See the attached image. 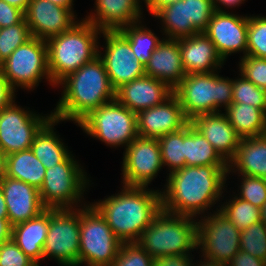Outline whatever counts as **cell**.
Returning <instances> with one entry per match:
<instances>
[{
	"label": "cell",
	"instance_id": "cell-1",
	"mask_svg": "<svg viewBox=\"0 0 266 266\" xmlns=\"http://www.w3.org/2000/svg\"><path fill=\"white\" fill-rule=\"evenodd\" d=\"M228 166H184L167 175L161 191L162 210L196 218L220 202ZM209 208V209H208Z\"/></svg>",
	"mask_w": 266,
	"mask_h": 266
},
{
	"label": "cell",
	"instance_id": "cell-2",
	"mask_svg": "<svg viewBox=\"0 0 266 266\" xmlns=\"http://www.w3.org/2000/svg\"><path fill=\"white\" fill-rule=\"evenodd\" d=\"M147 188L123 185L120 193L92 203L121 242H137L162 210L161 191Z\"/></svg>",
	"mask_w": 266,
	"mask_h": 266
},
{
	"label": "cell",
	"instance_id": "cell-3",
	"mask_svg": "<svg viewBox=\"0 0 266 266\" xmlns=\"http://www.w3.org/2000/svg\"><path fill=\"white\" fill-rule=\"evenodd\" d=\"M59 85L64 88L62 97L51 113L60 121L79 123L92 110L116 99V90L98 56L67 75Z\"/></svg>",
	"mask_w": 266,
	"mask_h": 266
},
{
	"label": "cell",
	"instance_id": "cell-4",
	"mask_svg": "<svg viewBox=\"0 0 266 266\" xmlns=\"http://www.w3.org/2000/svg\"><path fill=\"white\" fill-rule=\"evenodd\" d=\"M100 33V29L83 18L67 31L46 40L48 69L54 87L98 56Z\"/></svg>",
	"mask_w": 266,
	"mask_h": 266
},
{
	"label": "cell",
	"instance_id": "cell-5",
	"mask_svg": "<svg viewBox=\"0 0 266 266\" xmlns=\"http://www.w3.org/2000/svg\"><path fill=\"white\" fill-rule=\"evenodd\" d=\"M137 243L155 259L169 255H191L197 249V221L161 210L145 228Z\"/></svg>",
	"mask_w": 266,
	"mask_h": 266
},
{
	"label": "cell",
	"instance_id": "cell-6",
	"mask_svg": "<svg viewBox=\"0 0 266 266\" xmlns=\"http://www.w3.org/2000/svg\"><path fill=\"white\" fill-rule=\"evenodd\" d=\"M185 116L191 121L199 114L222 112L232 104L233 79L219 73L187 74L173 90Z\"/></svg>",
	"mask_w": 266,
	"mask_h": 266
},
{
	"label": "cell",
	"instance_id": "cell-7",
	"mask_svg": "<svg viewBox=\"0 0 266 266\" xmlns=\"http://www.w3.org/2000/svg\"><path fill=\"white\" fill-rule=\"evenodd\" d=\"M80 165L70 154L63 162L46 169L39 189L40 200L45 208L76 209L83 205L82 197L85 188H89L90 180Z\"/></svg>",
	"mask_w": 266,
	"mask_h": 266
},
{
	"label": "cell",
	"instance_id": "cell-8",
	"mask_svg": "<svg viewBox=\"0 0 266 266\" xmlns=\"http://www.w3.org/2000/svg\"><path fill=\"white\" fill-rule=\"evenodd\" d=\"M83 204L80 208L79 266H111L122 242L92 204Z\"/></svg>",
	"mask_w": 266,
	"mask_h": 266
},
{
	"label": "cell",
	"instance_id": "cell-9",
	"mask_svg": "<svg viewBox=\"0 0 266 266\" xmlns=\"http://www.w3.org/2000/svg\"><path fill=\"white\" fill-rule=\"evenodd\" d=\"M76 125L110 147H127L138 137L137 113L116 99L92 110Z\"/></svg>",
	"mask_w": 266,
	"mask_h": 266
},
{
	"label": "cell",
	"instance_id": "cell-10",
	"mask_svg": "<svg viewBox=\"0 0 266 266\" xmlns=\"http://www.w3.org/2000/svg\"><path fill=\"white\" fill-rule=\"evenodd\" d=\"M0 69L15 91L19 87L34 90L42 79L53 85L48 69L47 44L37 37L17 47L0 65Z\"/></svg>",
	"mask_w": 266,
	"mask_h": 266
},
{
	"label": "cell",
	"instance_id": "cell-11",
	"mask_svg": "<svg viewBox=\"0 0 266 266\" xmlns=\"http://www.w3.org/2000/svg\"><path fill=\"white\" fill-rule=\"evenodd\" d=\"M80 208L49 209V230L43 259L54 258L61 266H79Z\"/></svg>",
	"mask_w": 266,
	"mask_h": 266
},
{
	"label": "cell",
	"instance_id": "cell-12",
	"mask_svg": "<svg viewBox=\"0 0 266 266\" xmlns=\"http://www.w3.org/2000/svg\"><path fill=\"white\" fill-rule=\"evenodd\" d=\"M216 209L197 221V249L201 257L227 264L240 250V230Z\"/></svg>",
	"mask_w": 266,
	"mask_h": 266
},
{
	"label": "cell",
	"instance_id": "cell-13",
	"mask_svg": "<svg viewBox=\"0 0 266 266\" xmlns=\"http://www.w3.org/2000/svg\"><path fill=\"white\" fill-rule=\"evenodd\" d=\"M52 117L25 110L14 100L0 110V149L6 155L31 149L35 135Z\"/></svg>",
	"mask_w": 266,
	"mask_h": 266
},
{
	"label": "cell",
	"instance_id": "cell-14",
	"mask_svg": "<svg viewBox=\"0 0 266 266\" xmlns=\"http://www.w3.org/2000/svg\"><path fill=\"white\" fill-rule=\"evenodd\" d=\"M123 153V185L148 187L163 167L157 138L138 136Z\"/></svg>",
	"mask_w": 266,
	"mask_h": 266
},
{
	"label": "cell",
	"instance_id": "cell-15",
	"mask_svg": "<svg viewBox=\"0 0 266 266\" xmlns=\"http://www.w3.org/2000/svg\"><path fill=\"white\" fill-rule=\"evenodd\" d=\"M105 50L98 57L103 61L112 87L117 90L123 84L145 75V67L137 61L130 43L118 31H102Z\"/></svg>",
	"mask_w": 266,
	"mask_h": 266
},
{
	"label": "cell",
	"instance_id": "cell-16",
	"mask_svg": "<svg viewBox=\"0 0 266 266\" xmlns=\"http://www.w3.org/2000/svg\"><path fill=\"white\" fill-rule=\"evenodd\" d=\"M248 16L215 11L204 33L214 43L218 54L226 61L228 55H247Z\"/></svg>",
	"mask_w": 266,
	"mask_h": 266
},
{
	"label": "cell",
	"instance_id": "cell-17",
	"mask_svg": "<svg viewBox=\"0 0 266 266\" xmlns=\"http://www.w3.org/2000/svg\"><path fill=\"white\" fill-rule=\"evenodd\" d=\"M189 123L190 120L174 94L162 104L137 113V132L141 137L159 138L179 131Z\"/></svg>",
	"mask_w": 266,
	"mask_h": 266
},
{
	"label": "cell",
	"instance_id": "cell-18",
	"mask_svg": "<svg viewBox=\"0 0 266 266\" xmlns=\"http://www.w3.org/2000/svg\"><path fill=\"white\" fill-rule=\"evenodd\" d=\"M24 15L32 36L45 41L67 31L78 22L77 16L70 9L49 0H30Z\"/></svg>",
	"mask_w": 266,
	"mask_h": 266
},
{
	"label": "cell",
	"instance_id": "cell-19",
	"mask_svg": "<svg viewBox=\"0 0 266 266\" xmlns=\"http://www.w3.org/2000/svg\"><path fill=\"white\" fill-rule=\"evenodd\" d=\"M11 226L37 217L46 208L40 200L39 190L21 180L4 176L0 180Z\"/></svg>",
	"mask_w": 266,
	"mask_h": 266
},
{
	"label": "cell",
	"instance_id": "cell-20",
	"mask_svg": "<svg viewBox=\"0 0 266 266\" xmlns=\"http://www.w3.org/2000/svg\"><path fill=\"white\" fill-rule=\"evenodd\" d=\"M190 123L227 164L234 158L241 137L234 130L225 113L199 114Z\"/></svg>",
	"mask_w": 266,
	"mask_h": 266
},
{
	"label": "cell",
	"instance_id": "cell-21",
	"mask_svg": "<svg viewBox=\"0 0 266 266\" xmlns=\"http://www.w3.org/2000/svg\"><path fill=\"white\" fill-rule=\"evenodd\" d=\"M172 94L173 89L165 82L144 75L118 88L116 100L131 111L138 113L162 104Z\"/></svg>",
	"mask_w": 266,
	"mask_h": 266
},
{
	"label": "cell",
	"instance_id": "cell-22",
	"mask_svg": "<svg viewBox=\"0 0 266 266\" xmlns=\"http://www.w3.org/2000/svg\"><path fill=\"white\" fill-rule=\"evenodd\" d=\"M178 43L186 74L216 72L225 62L204 32L180 38Z\"/></svg>",
	"mask_w": 266,
	"mask_h": 266
},
{
	"label": "cell",
	"instance_id": "cell-23",
	"mask_svg": "<svg viewBox=\"0 0 266 266\" xmlns=\"http://www.w3.org/2000/svg\"><path fill=\"white\" fill-rule=\"evenodd\" d=\"M141 7L137 0H95L94 12L85 20L101 31H117L141 21Z\"/></svg>",
	"mask_w": 266,
	"mask_h": 266
},
{
	"label": "cell",
	"instance_id": "cell-24",
	"mask_svg": "<svg viewBox=\"0 0 266 266\" xmlns=\"http://www.w3.org/2000/svg\"><path fill=\"white\" fill-rule=\"evenodd\" d=\"M162 39L145 66V75L165 82L174 90L187 74L183 68L178 39Z\"/></svg>",
	"mask_w": 266,
	"mask_h": 266
},
{
	"label": "cell",
	"instance_id": "cell-25",
	"mask_svg": "<svg viewBox=\"0 0 266 266\" xmlns=\"http://www.w3.org/2000/svg\"><path fill=\"white\" fill-rule=\"evenodd\" d=\"M263 178L266 174V134L241 138L234 158L228 163V172Z\"/></svg>",
	"mask_w": 266,
	"mask_h": 266
},
{
	"label": "cell",
	"instance_id": "cell-26",
	"mask_svg": "<svg viewBox=\"0 0 266 266\" xmlns=\"http://www.w3.org/2000/svg\"><path fill=\"white\" fill-rule=\"evenodd\" d=\"M49 230V209L37 217L12 227L11 239L35 263L43 259V247Z\"/></svg>",
	"mask_w": 266,
	"mask_h": 266
},
{
	"label": "cell",
	"instance_id": "cell-27",
	"mask_svg": "<svg viewBox=\"0 0 266 266\" xmlns=\"http://www.w3.org/2000/svg\"><path fill=\"white\" fill-rule=\"evenodd\" d=\"M60 120L52 117L35 135L31 145L34 155L42 162L46 169L63 162L72 152L65 146L63 140L54 131V126Z\"/></svg>",
	"mask_w": 266,
	"mask_h": 266
},
{
	"label": "cell",
	"instance_id": "cell-28",
	"mask_svg": "<svg viewBox=\"0 0 266 266\" xmlns=\"http://www.w3.org/2000/svg\"><path fill=\"white\" fill-rule=\"evenodd\" d=\"M46 168L31 149L11 153L6 157L5 176L21 180L38 190L45 178Z\"/></svg>",
	"mask_w": 266,
	"mask_h": 266
},
{
	"label": "cell",
	"instance_id": "cell-29",
	"mask_svg": "<svg viewBox=\"0 0 266 266\" xmlns=\"http://www.w3.org/2000/svg\"><path fill=\"white\" fill-rule=\"evenodd\" d=\"M225 115L241 138L266 134V113L245 103H232Z\"/></svg>",
	"mask_w": 266,
	"mask_h": 266
},
{
	"label": "cell",
	"instance_id": "cell-30",
	"mask_svg": "<svg viewBox=\"0 0 266 266\" xmlns=\"http://www.w3.org/2000/svg\"><path fill=\"white\" fill-rule=\"evenodd\" d=\"M153 16L163 22L162 30L165 38L177 40L199 33L189 20L188 0H178L164 6Z\"/></svg>",
	"mask_w": 266,
	"mask_h": 266
},
{
	"label": "cell",
	"instance_id": "cell-31",
	"mask_svg": "<svg viewBox=\"0 0 266 266\" xmlns=\"http://www.w3.org/2000/svg\"><path fill=\"white\" fill-rule=\"evenodd\" d=\"M186 166H228L206 138L191 124L185 127Z\"/></svg>",
	"mask_w": 266,
	"mask_h": 266
},
{
	"label": "cell",
	"instance_id": "cell-32",
	"mask_svg": "<svg viewBox=\"0 0 266 266\" xmlns=\"http://www.w3.org/2000/svg\"><path fill=\"white\" fill-rule=\"evenodd\" d=\"M141 23L139 21L117 31L130 43L137 61L145 67L162 39Z\"/></svg>",
	"mask_w": 266,
	"mask_h": 266
},
{
	"label": "cell",
	"instance_id": "cell-33",
	"mask_svg": "<svg viewBox=\"0 0 266 266\" xmlns=\"http://www.w3.org/2000/svg\"><path fill=\"white\" fill-rule=\"evenodd\" d=\"M163 166L173 172L185 166V127L157 138ZM170 168V169H169Z\"/></svg>",
	"mask_w": 266,
	"mask_h": 266
},
{
	"label": "cell",
	"instance_id": "cell-34",
	"mask_svg": "<svg viewBox=\"0 0 266 266\" xmlns=\"http://www.w3.org/2000/svg\"><path fill=\"white\" fill-rule=\"evenodd\" d=\"M217 207L240 231L261 221V209L236 195Z\"/></svg>",
	"mask_w": 266,
	"mask_h": 266
},
{
	"label": "cell",
	"instance_id": "cell-35",
	"mask_svg": "<svg viewBox=\"0 0 266 266\" xmlns=\"http://www.w3.org/2000/svg\"><path fill=\"white\" fill-rule=\"evenodd\" d=\"M33 38L25 18L18 24L0 30V65L19 46Z\"/></svg>",
	"mask_w": 266,
	"mask_h": 266
},
{
	"label": "cell",
	"instance_id": "cell-36",
	"mask_svg": "<svg viewBox=\"0 0 266 266\" xmlns=\"http://www.w3.org/2000/svg\"><path fill=\"white\" fill-rule=\"evenodd\" d=\"M233 80L232 103H245L266 113V91L260 89L242 74Z\"/></svg>",
	"mask_w": 266,
	"mask_h": 266
},
{
	"label": "cell",
	"instance_id": "cell-37",
	"mask_svg": "<svg viewBox=\"0 0 266 266\" xmlns=\"http://www.w3.org/2000/svg\"><path fill=\"white\" fill-rule=\"evenodd\" d=\"M240 250L266 261V225L263 222L240 231Z\"/></svg>",
	"mask_w": 266,
	"mask_h": 266
},
{
	"label": "cell",
	"instance_id": "cell-38",
	"mask_svg": "<svg viewBox=\"0 0 266 266\" xmlns=\"http://www.w3.org/2000/svg\"><path fill=\"white\" fill-rule=\"evenodd\" d=\"M247 55L266 59V16H248Z\"/></svg>",
	"mask_w": 266,
	"mask_h": 266
},
{
	"label": "cell",
	"instance_id": "cell-39",
	"mask_svg": "<svg viewBox=\"0 0 266 266\" xmlns=\"http://www.w3.org/2000/svg\"><path fill=\"white\" fill-rule=\"evenodd\" d=\"M111 266H154V259L137 242H122Z\"/></svg>",
	"mask_w": 266,
	"mask_h": 266
},
{
	"label": "cell",
	"instance_id": "cell-40",
	"mask_svg": "<svg viewBox=\"0 0 266 266\" xmlns=\"http://www.w3.org/2000/svg\"><path fill=\"white\" fill-rule=\"evenodd\" d=\"M238 176H241L242 181L240 182V192L237 197L261 209L266 202V181L260 177Z\"/></svg>",
	"mask_w": 266,
	"mask_h": 266
},
{
	"label": "cell",
	"instance_id": "cell-41",
	"mask_svg": "<svg viewBox=\"0 0 266 266\" xmlns=\"http://www.w3.org/2000/svg\"><path fill=\"white\" fill-rule=\"evenodd\" d=\"M239 72L260 89L266 91V59L250 55L242 56Z\"/></svg>",
	"mask_w": 266,
	"mask_h": 266
},
{
	"label": "cell",
	"instance_id": "cell-42",
	"mask_svg": "<svg viewBox=\"0 0 266 266\" xmlns=\"http://www.w3.org/2000/svg\"><path fill=\"white\" fill-rule=\"evenodd\" d=\"M189 20L200 33L204 32L215 12L212 0H188Z\"/></svg>",
	"mask_w": 266,
	"mask_h": 266
},
{
	"label": "cell",
	"instance_id": "cell-43",
	"mask_svg": "<svg viewBox=\"0 0 266 266\" xmlns=\"http://www.w3.org/2000/svg\"><path fill=\"white\" fill-rule=\"evenodd\" d=\"M34 264L12 239L0 245V266H33Z\"/></svg>",
	"mask_w": 266,
	"mask_h": 266
},
{
	"label": "cell",
	"instance_id": "cell-44",
	"mask_svg": "<svg viewBox=\"0 0 266 266\" xmlns=\"http://www.w3.org/2000/svg\"><path fill=\"white\" fill-rule=\"evenodd\" d=\"M25 18L24 12L0 0V27H8L20 23Z\"/></svg>",
	"mask_w": 266,
	"mask_h": 266
},
{
	"label": "cell",
	"instance_id": "cell-45",
	"mask_svg": "<svg viewBox=\"0 0 266 266\" xmlns=\"http://www.w3.org/2000/svg\"><path fill=\"white\" fill-rule=\"evenodd\" d=\"M191 255H169L154 259V266H193Z\"/></svg>",
	"mask_w": 266,
	"mask_h": 266
},
{
	"label": "cell",
	"instance_id": "cell-46",
	"mask_svg": "<svg viewBox=\"0 0 266 266\" xmlns=\"http://www.w3.org/2000/svg\"><path fill=\"white\" fill-rule=\"evenodd\" d=\"M227 266H266V261L239 250L238 254L227 263Z\"/></svg>",
	"mask_w": 266,
	"mask_h": 266
},
{
	"label": "cell",
	"instance_id": "cell-47",
	"mask_svg": "<svg viewBox=\"0 0 266 266\" xmlns=\"http://www.w3.org/2000/svg\"><path fill=\"white\" fill-rule=\"evenodd\" d=\"M15 92L0 69V110L9 106L15 100Z\"/></svg>",
	"mask_w": 266,
	"mask_h": 266
},
{
	"label": "cell",
	"instance_id": "cell-48",
	"mask_svg": "<svg viewBox=\"0 0 266 266\" xmlns=\"http://www.w3.org/2000/svg\"><path fill=\"white\" fill-rule=\"evenodd\" d=\"M12 226L8 218H0V245L11 239Z\"/></svg>",
	"mask_w": 266,
	"mask_h": 266
},
{
	"label": "cell",
	"instance_id": "cell-49",
	"mask_svg": "<svg viewBox=\"0 0 266 266\" xmlns=\"http://www.w3.org/2000/svg\"><path fill=\"white\" fill-rule=\"evenodd\" d=\"M212 1L215 11L225 12V10H223L220 5H223V7L225 6L226 9L233 8L236 6L238 7L245 0H212Z\"/></svg>",
	"mask_w": 266,
	"mask_h": 266
},
{
	"label": "cell",
	"instance_id": "cell-50",
	"mask_svg": "<svg viewBox=\"0 0 266 266\" xmlns=\"http://www.w3.org/2000/svg\"><path fill=\"white\" fill-rule=\"evenodd\" d=\"M178 0H156L147 11L154 15L160 8H163L164 6H167L169 4L175 3Z\"/></svg>",
	"mask_w": 266,
	"mask_h": 266
},
{
	"label": "cell",
	"instance_id": "cell-51",
	"mask_svg": "<svg viewBox=\"0 0 266 266\" xmlns=\"http://www.w3.org/2000/svg\"><path fill=\"white\" fill-rule=\"evenodd\" d=\"M6 3H8L11 6H14L20 10H22L24 13L27 10V7L30 3V0H3Z\"/></svg>",
	"mask_w": 266,
	"mask_h": 266
},
{
	"label": "cell",
	"instance_id": "cell-52",
	"mask_svg": "<svg viewBox=\"0 0 266 266\" xmlns=\"http://www.w3.org/2000/svg\"><path fill=\"white\" fill-rule=\"evenodd\" d=\"M6 157L7 155L0 149V180L6 174Z\"/></svg>",
	"mask_w": 266,
	"mask_h": 266
},
{
	"label": "cell",
	"instance_id": "cell-53",
	"mask_svg": "<svg viewBox=\"0 0 266 266\" xmlns=\"http://www.w3.org/2000/svg\"><path fill=\"white\" fill-rule=\"evenodd\" d=\"M0 218H8L7 206L1 188H0Z\"/></svg>",
	"mask_w": 266,
	"mask_h": 266
},
{
	"label": "cell",
	"instance_id": "cell-54",
	"mask_svg": "<svg viewBox=\"0 0 266 266\" xmlns=\"http://www.w3.org/2000/svg\"><path fill=\"white\" fill-rule=\"evenodd\" d=\"M51 1L53 4H56L58 6L64 7V8H68L70 9L73 13H75L73 10V0H49Z\"/></svg>",
	"mask_w": 266,
	"mask_h": 266
},
{
	"label": "cell",
	"instance_id": "cell-55",
	"mask_svg": "<svg viewBox=\"0 0 266 266\" xmlns=\"http://www.w3.org/2000/svg\"><path fill=\"white\" fill-rule=\"evenodd\" d=\"M202 260H204V261H202ZM198 263H197V265H196V263H194L195 265L193 264V266H227V264H225V263L214 262V261L207 260L205 258L201 259L200 262L198 261Z\"/></svg>",
	"mask_w": 266,
	"mask_h": 266
},
{
	"label": "cell",
	"instance_id": "cell-56",
	"mask_svg": "<svg viewBox=\"0 0 266 266\" xmlns=\"http://www.w3.org/2000/svg\"><path fill=\"white\" fill-rule=\"evenodd\" d=\"M261 222H263L266 225V202L261 208Z\"/></svg>",
	"mask_w": 266,
	"mask_h": 266
},
{
	"label": "cell",
	"instance_id": "cell-57",
	"mask_svg": "<svg viewBox=\"0 0 266 266\" xmlns=\"http://www.w3.org/2000/svg\"><path fill=\"white\" fill-rule=\"evenodd\" d=\"M137 1H138L139 5L142 3V1H140V0H137ZM143 1L147 7L146 9H148L156 0H143Z\"/></svg>",
	"mask_w": 266,
	"mask_h": 266
}]
</instances>
